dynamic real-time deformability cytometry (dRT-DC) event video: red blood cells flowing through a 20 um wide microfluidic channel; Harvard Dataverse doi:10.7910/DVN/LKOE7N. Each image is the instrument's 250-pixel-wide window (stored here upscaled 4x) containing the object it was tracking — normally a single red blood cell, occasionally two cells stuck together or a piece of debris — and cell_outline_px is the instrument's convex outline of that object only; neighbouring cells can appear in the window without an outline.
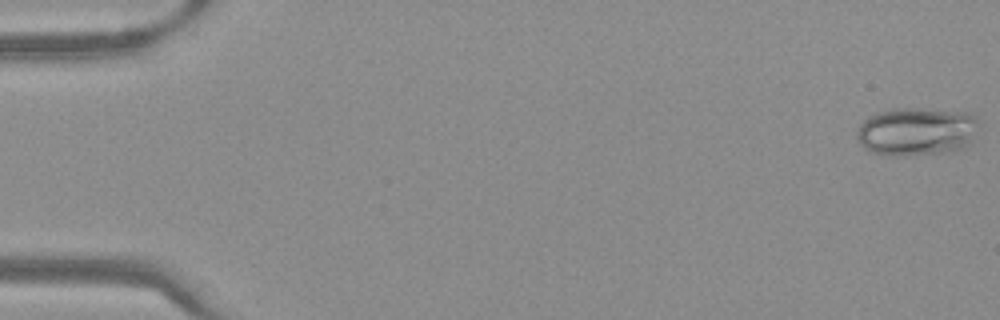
{"species": "Egyptian fruit bat (a non-hibernating species)", "species_latin": "Rousettus aegyptiacus", "temperature_condition": "warm", "stored_images_in_passage": 49, "camera_frame_rate_fps": 3000, "um_per_image_px": 0.085, "frame": {"image": 1, "passage_image": 1, "time_ms": 0.0, "image_size_px": [1000, 320], "cell_outline_px": [[980, 120], [972, 144], [964, 148], [948, 152], [892, 156], [888, 156], [872, 152], [864, 148], [860, 144], [856, 136], [856, 132], [860, 124], [868, 116], [876, 112], [892, 108], [920, 108], [972, 112]], "centroid_in_image_um": [77.95, 11.16], "position_along_channel_um": 7.1, "area_um2": 35.14}}
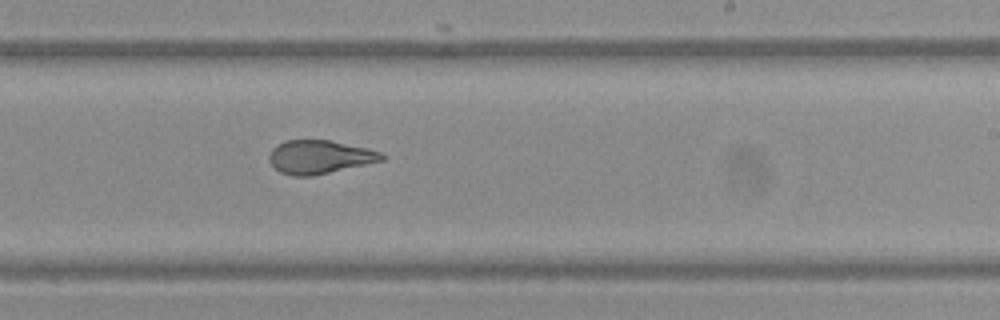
{"frame": {"image": 2, "passage_image": 31, "time_ms": 10.0, "image_size_px": [1000, 320], "cell_outline_px": [[384, 160], [312, 176], [292, 176], [280, 172], [268, 160], [268, 156], [272, 148], [276, 144], [284, 140], [328, 140], [368, 148], [380, 152], [384, 156]], "centroid_in_image_um": [27.12, 13.34], "position_along_channel_um": 261.9, "area_um2": 21.91}}
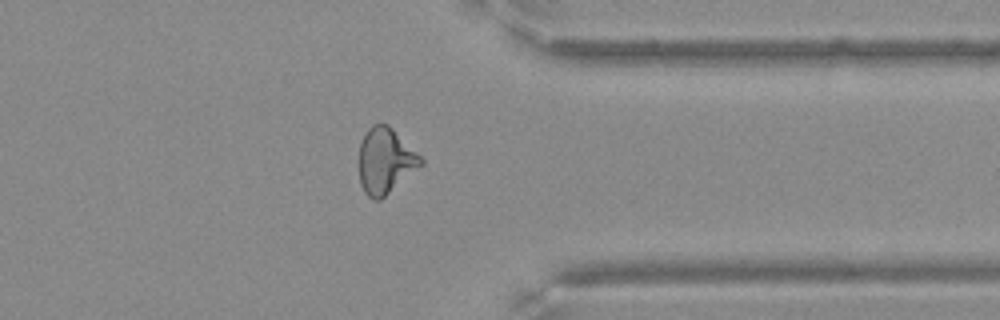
{"frame": {"image": 3, "passage_image": 40, "time_ms": 13.0, "image_size_px": [1000, 320], "cell_outline_px": [[424, 164], [380, 200], [372, 200], [364, 192], [360, 184], [360, 144], [364, 132], [372, 124], [388, 124], [424, 160]], "centroid_in_image_um": [32.75, 13.68], "position_along_channel_um": 378.7, "area_um2": 23.52}}